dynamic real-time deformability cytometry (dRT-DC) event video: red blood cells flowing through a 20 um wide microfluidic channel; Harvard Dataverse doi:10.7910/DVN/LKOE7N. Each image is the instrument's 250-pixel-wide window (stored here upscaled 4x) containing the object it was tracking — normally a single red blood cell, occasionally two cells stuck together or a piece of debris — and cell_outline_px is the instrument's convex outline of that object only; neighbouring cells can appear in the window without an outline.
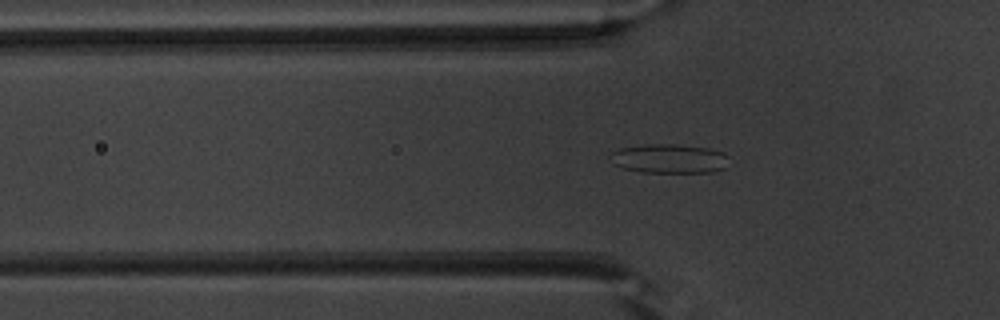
{"species": "common noctule bat (a hibernating species)", "species_latin": "Nyctalus noctula", "temperature_condition": "warm", "stored_images_in_passage": 50, "camera_frame_rate_fps": 3000, "um_per_image_px": 0.085, "animal": {"sex": "male", "body_mass_g": 20.1, "forearm_length_mm": 53.5}, "frame": {"image": 1, "passage_image": 16, "time_ms": 5.0, "image_size_px": [1000, 320], "cell_outline_px": [[728, 156], [724, 168], [712, 172], [640, 172], [624, 168], [612, 164], [608, 156], [612, 152], [620, 148], [648, 144], [676, 144], [708, 148], [724, 152]], "centroid_in_image_um": [56.85, 13.48], "position_along_channel_um": 69.0, "area_um2": 20.23}}
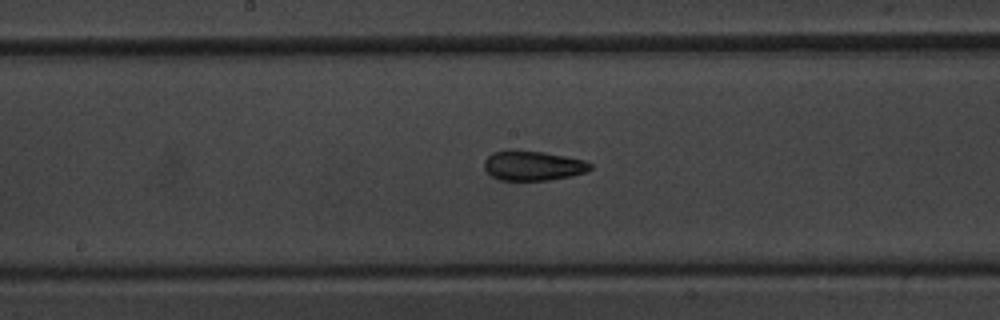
{"frame": {"image": 2, "passage_image": 26, "time_ms": 8.333, "image_size_px": [1000, 320], "cell_outline_px": [[592, 168], [584, 172], [572, 176], [548, 180], [500, 180], [492, 176], [484, 168], [484, 160], [492, 152], [544, 152], [584, 160], [592, 164]], "centroid_in_image_um": [45.32, 14.11], "position_along_channel_um": 202.9, "area_um2": 17.86}}
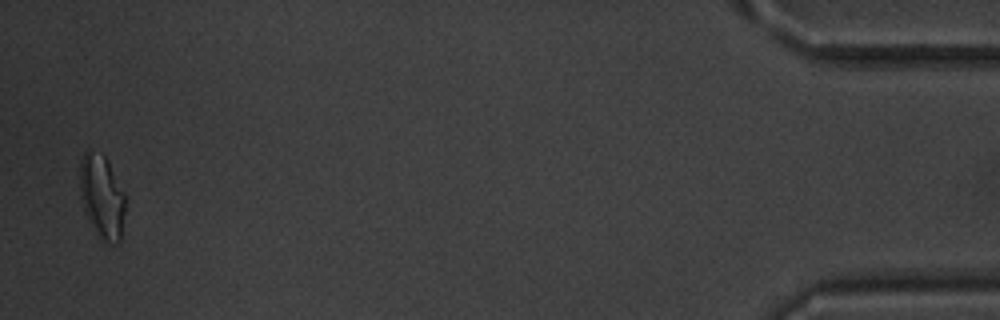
{"frame": {"image": 3, "passage_image": 49, "time_ms": 16.0, "image_size_px": [1000, 320], "cell_outline_px": [[124, 212], [120, 240], [116, 244], [112, 244], [100, 240], [84, 212], [80, 196], [80, 160], [84, 152], [88, 152], [104, 156], [124, 192]], "centroid_in_image_um": [8.64, 16.78], "position_along_channel_um": 426.6, "area_um2": 21.73}, "authors_computed_cell_mechanics": {"area_um2": 19.3052, "velocity_mm_per_s": 4.0091, "shape_relaxation_time_tau1_ms": 10.0554, "shape_relaxation_time_tau2_ms": 1.2898, "deformation_change_tau1": 0.2227, "deformation_change_tau2": 0.0805}}